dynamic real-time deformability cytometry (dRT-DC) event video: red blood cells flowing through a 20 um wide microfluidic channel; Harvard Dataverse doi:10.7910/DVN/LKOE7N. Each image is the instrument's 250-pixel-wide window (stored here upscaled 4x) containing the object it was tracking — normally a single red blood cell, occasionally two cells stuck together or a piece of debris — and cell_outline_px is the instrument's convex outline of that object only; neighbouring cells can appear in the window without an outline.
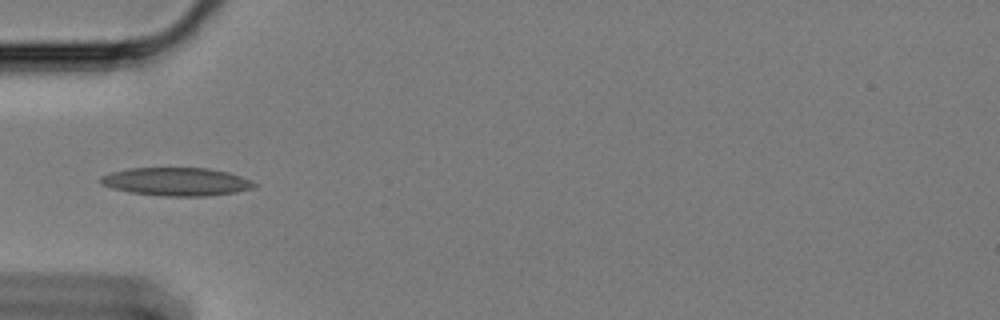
{"species": "Egyptian fruit bat (a non-hibernating species)", "species_latin": "Rousettus aegyptiacus", "temperature_condition": "cold", "stored_images_in_passage": 36, "camera_frame_rate_fps": 3000, "um_per_image_px": 0.085, "animal": {"sex": "female"}, "frame": {"image": 1, "passage_image": 1, "time_ms": 0.0, "image_size_px": [1000, 320], "cell_outline_px": [[260, 184], [256, 188], [236, 192], [204, 196], [164, 196], [132, 192], [112, 188], [100, 184], [100, 176], [112, 172], [128, 168], [208, 168], [228, 172], [252, 180]], "centroid_in_image_um": [15.05, 15.44], "position_along_channel_um": 70.0, "area_um2": 25.32}}
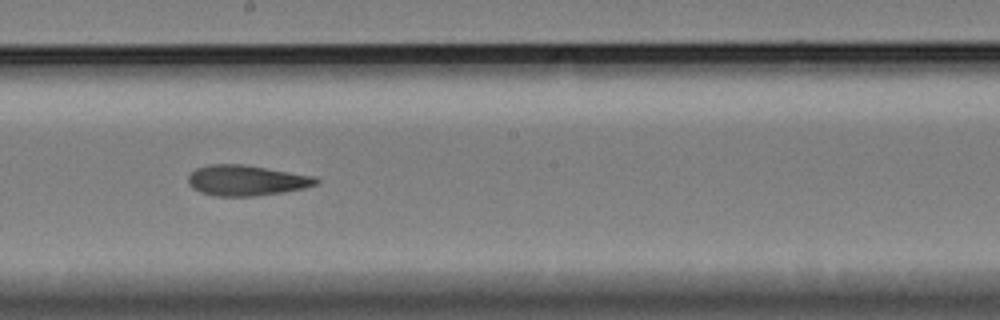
{"frame": {"image": 2, "passage_image": 15, "time_ms": 4.667, "image_size_px": [1000, 320], "cell_outline_px": [[320, 180], [316, 184], [304, 188], [284, 192], [256, 196], [216, 196], [200, 192], [192, 188], [188, 184], [188, 176], [196, 168], [212, 164], [240, 164], [316, 176]], "centroid_in_image_um": [20.94, 15.34], "position_along_channel_um": 227.3, "area_um2": 22.72}}
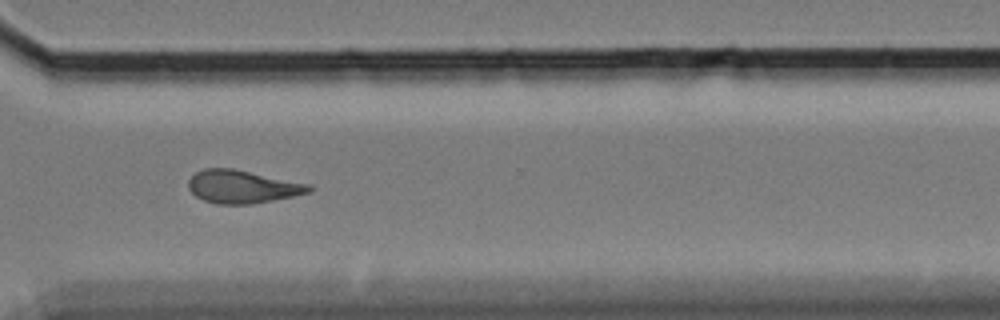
{"frame": {"image": 3, "passage_image": 26, "time_ms": 8.333, "image_size_px": [1000, 320], "cell_outline_px": [[316, 188], [312, 192], [252, 204], [216, 204], [204, 200], [196, 196], [188, 188], [188, 180], [196, 172], [204, 168], [232, 168], [312, 184]], "centroid_in_image_um": [20.64, 15.86], "position_along_channel_um": 350.0, "area_um2": 23.35}, "authors_computed_cell_mechanics": {"area_um2": 22.6576, "velocity_mm_per_s": 3.3532, "shape_relaxation_time_tau1_ms": null, "shape_relaxation_time_tau2_ms": 4.0598, "deformation_change_tau1": null, "deformation_change_tau2": 0.113}}